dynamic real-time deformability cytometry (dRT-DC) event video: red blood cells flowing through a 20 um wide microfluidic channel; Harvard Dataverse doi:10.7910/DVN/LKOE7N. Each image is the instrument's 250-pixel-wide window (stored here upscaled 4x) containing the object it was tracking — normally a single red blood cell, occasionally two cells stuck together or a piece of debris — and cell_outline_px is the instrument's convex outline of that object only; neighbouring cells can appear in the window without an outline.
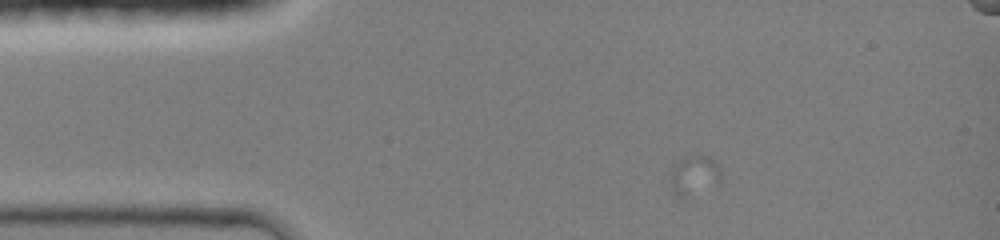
{"species": "common noctule bat (a hibernating species)", "species_latin": "Nyctalus noctula", "temperature_condition": "room temperature", "stored_images_in_passage": 39, "camera_frame_rate_fps": 3000, "um_per_image_px": 0.085, "animal": {"sex": "female", "body_mass_g": 19.0, "forearm_length_mm": 51.5}, "frame": {"image": 1, "passage_image": 1, "time_ms": 0.0, "image_size_px": [1000, 240], "cell_outline_px": [[724, 176], [720, 180], [684, 200], [680, 200], [672, 192], [672, 164], [696, 152], [712, 156], [720, 168]], "centroid_in_image_um": [59.02, 14.87], "position_along_channel_um": 26.0, "area_um2": 12.14}}
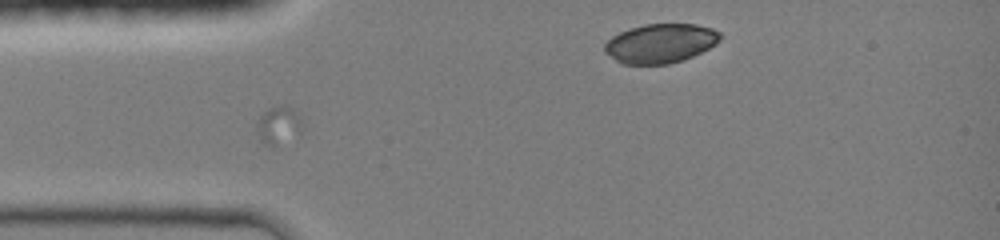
{"frame": {"image": 2, "passage_image": 12, "time_ms": 3.667, "image_size_px": [1000, 240], "cell_outline_px": [[304, 128], [300, 132], [272, 148], [268, 148], [260, 140], [256, 128], [256, 124], [260, 116], [268, 108], [284, 104], [288, 104], [300, 116]], "centroid_in_image_um": [23.67, 10.64], "position_along_channel_um": 61.3, "area_um2": 10.29}}